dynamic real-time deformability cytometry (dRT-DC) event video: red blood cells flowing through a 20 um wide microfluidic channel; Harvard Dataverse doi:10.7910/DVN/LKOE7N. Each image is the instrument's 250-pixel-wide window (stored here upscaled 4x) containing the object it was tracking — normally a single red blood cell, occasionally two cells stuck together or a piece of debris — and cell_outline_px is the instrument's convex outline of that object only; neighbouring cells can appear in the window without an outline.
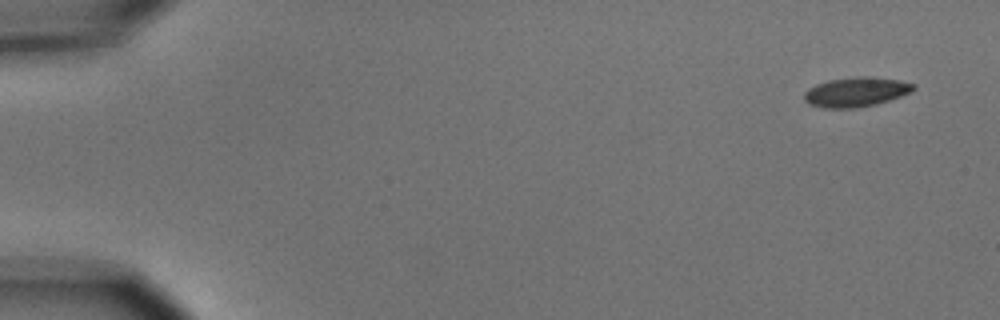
{"species": "common noctule bat (a hibernating species)", "species_latin": "Nyctalus noctula", "temperature_condition": "cold", "stored_images_in_passage": 6, "camera_frame_rate_fps": 3000, "um_per_image_px": 0.085, "animal": {"sex": "male", "body_mass_g": 15.6}, "frame": {"image": 1, "passage_image": 1, "time_ms": 0.0, "image_size_px": [1000, 320], "cell_outline_px": [[916, 88], [912, 92], [876, 104], [852, 108], [824, 108], [808, 104], [804, 100], [804, 92], [808, 88], [816, 84], [828, 80], [864, 76], [900, 80], [916, 84]], "centroid_in_image_um": [72.75, 7.82], "position_along_channel_um": 12.2, "area_um2": 18.79}}